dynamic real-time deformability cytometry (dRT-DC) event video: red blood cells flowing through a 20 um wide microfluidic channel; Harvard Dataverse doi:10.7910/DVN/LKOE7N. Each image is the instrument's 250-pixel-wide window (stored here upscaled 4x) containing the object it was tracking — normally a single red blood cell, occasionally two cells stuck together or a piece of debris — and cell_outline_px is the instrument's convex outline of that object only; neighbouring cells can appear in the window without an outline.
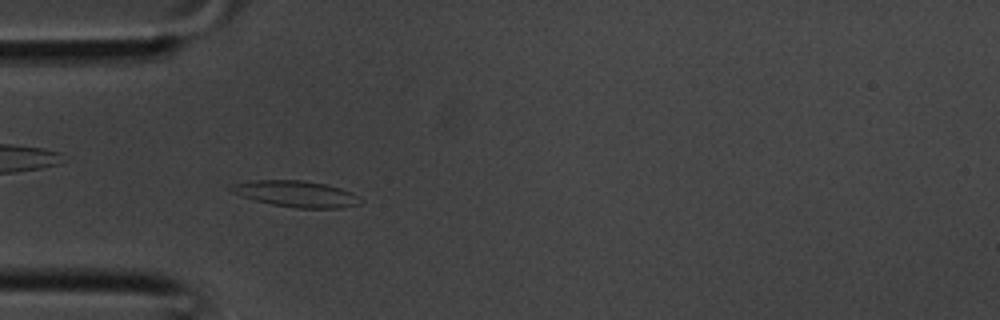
{"species": "common noctule bat (a hibernating species)", "species_latin": "Nyctalus noctula", "temperature_condition": "room temperature", "stored_images_in_passage": 32, "camera_frame_rate_fps": 3000, "um_per_image_px": 0.085, "animal": {"sex": "male", "body_mass_g": 20.1, "forearm_length_mm": 53.5}, "frame": {"image": 1, "passage_image": 8, "time_ms": 2.333, "image_size_px": [1000, 320], "cell_outline_px": [[364, 200], [360, 204], [340, 208], [296, 208], [272, 204], [256, 200], [232, 192], [228, 188], [232, 184], [248, 180], [304, 180], [324, 184], [340, 188], [352, 192]], "centroid_in_image_um": [25.2, 16.47], "position_along_channel_um": 59.8, "area_um2": 19.77}}
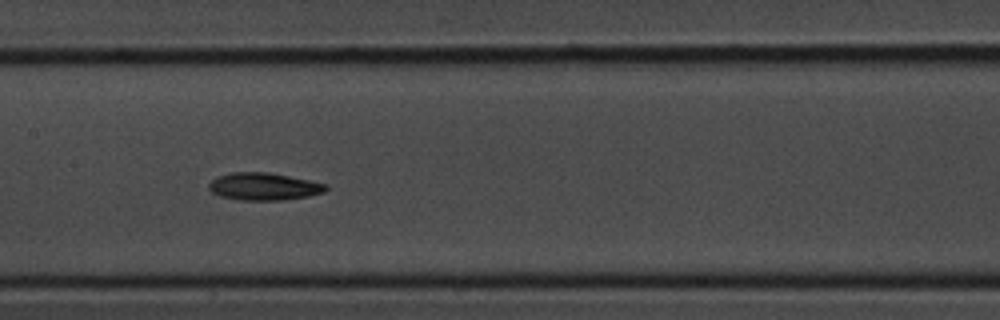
{"frame": {"image": 2, "passage_image": 15, "time_ms": 4.667, "image_size_px": [1000, 320], "cell_outline_px": [[328, 188], [324, 192], [308, 196], [284, 200], [240, 200], [220, 196], [212, 192], [208, 188], [208, 184], [216, 176], [232, 172], [268, 172], [328, 184]], "centroid_in_image_um": [22.41, 15.85], "position_along_channel_um": 185.0, "area_um2": 18.73}}
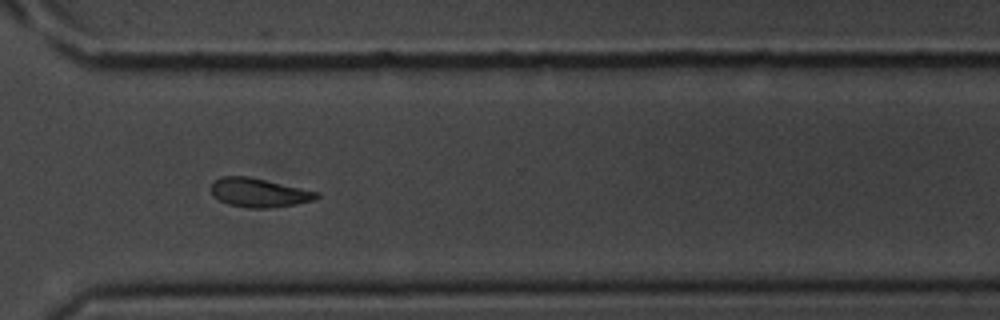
{"frame": {"image": 3, "passage_image": 24, "time_ms": 7.667, "image_size_px": [1000, 320], "cell_outline_px": [[320, 196], [316, 200], [296, 204], [264, 208], [248, 208], [228, 204], [212, 196], [212, 180], [220, 176], [248, 176], [320, 192]], "centroid_in_image_um": [22.01, 16.37], "position_along_channel_um": 348.6, "area_um2": 17.86}}